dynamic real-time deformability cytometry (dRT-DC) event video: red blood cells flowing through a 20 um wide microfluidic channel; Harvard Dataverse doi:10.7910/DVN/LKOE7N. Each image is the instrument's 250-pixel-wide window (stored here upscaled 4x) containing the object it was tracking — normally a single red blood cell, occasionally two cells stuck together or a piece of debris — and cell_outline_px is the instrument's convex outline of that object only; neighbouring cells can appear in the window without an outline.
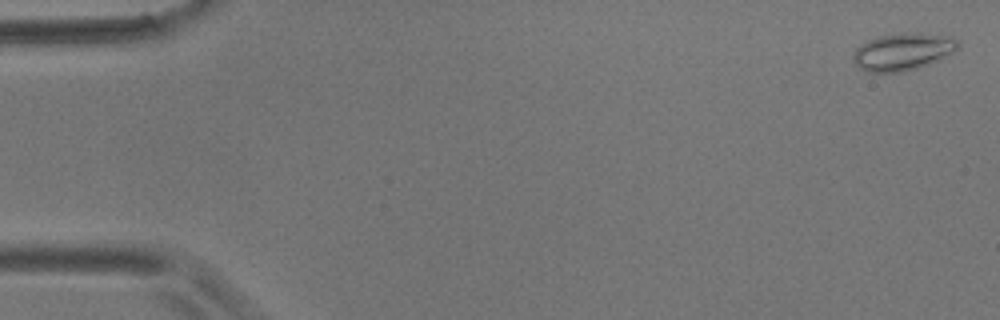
{"species": "common noctule bat (a hibernating species)", "species_latin": "Nyctalus noctula", "temperature_condition": "room temperature", "stored_images_in_passage": 10, "camera_frame_rate_fps": 3000, "um_per_image_px": 0.085, "animal": {"sex": "male", "body_mass_g": 17.9}, "frame": {"image": 1, "passage_image": 1, "time_ms": 0.0, "image_size_px": [1000, 320], "cell_outline_px": [[960, 44], [952, 52], [928, 64], [916, 68], [900, 72], [868, 72], [860, 68], [856, 64], [852, 56], [852, 52], [860, 44], [868, 40], [880, 36], [900, 32], [916, 32], [952, 36]], "centroid_in_image_um": [76.7, 4.37], "position_along_channel_um": 8.3, "area_um2": 22.72}}
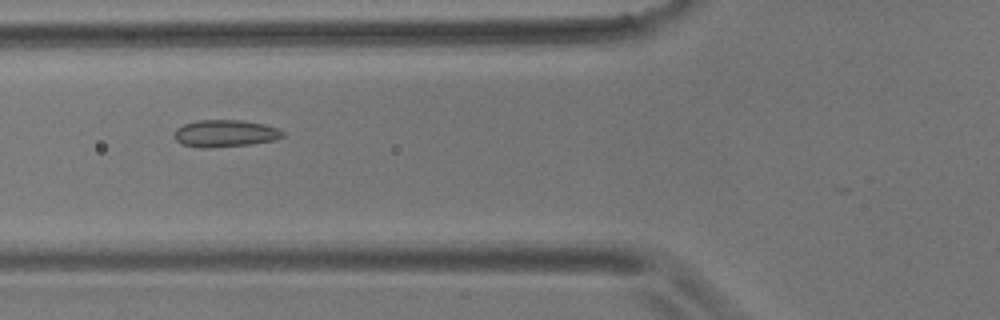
{"frame": {"image": 2, "passage_image": 6, "time_ms": 6.667, "image_size_px": [1000, 320], "cell_outline_px": [[284, 136], [276, 140], [252, 144], [208, 148], [200, 148], [180, 144], [176, 140], [176, 128], [184, 124], [196, 120], [244, 120], [264, 124], [276, 128], [284, 132]], "centroid_in_image_um": [19.14, 11.34], "position_along_channel_um": 106.7, "area_um2": 17.22}}
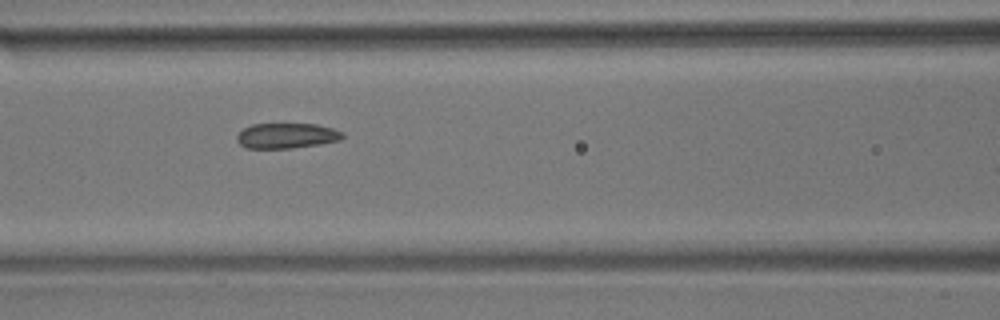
{"frame": {"image": 3, "passage_image": 7, "time_ms": 7.667, "image_size_px": [1000, 320], "cell_outline_px": [[344, 136], [340, 140], [320, 144], [292, 148], [244, 148], [236, 140], [236, 136], [244, 128], [252, 124], [316, 124], [332, 128], [344, 132]], "centroid_in_image_um": [24.36, 11.54], "position_along_channel_um": 142.2, "area_um2": 15.61}}